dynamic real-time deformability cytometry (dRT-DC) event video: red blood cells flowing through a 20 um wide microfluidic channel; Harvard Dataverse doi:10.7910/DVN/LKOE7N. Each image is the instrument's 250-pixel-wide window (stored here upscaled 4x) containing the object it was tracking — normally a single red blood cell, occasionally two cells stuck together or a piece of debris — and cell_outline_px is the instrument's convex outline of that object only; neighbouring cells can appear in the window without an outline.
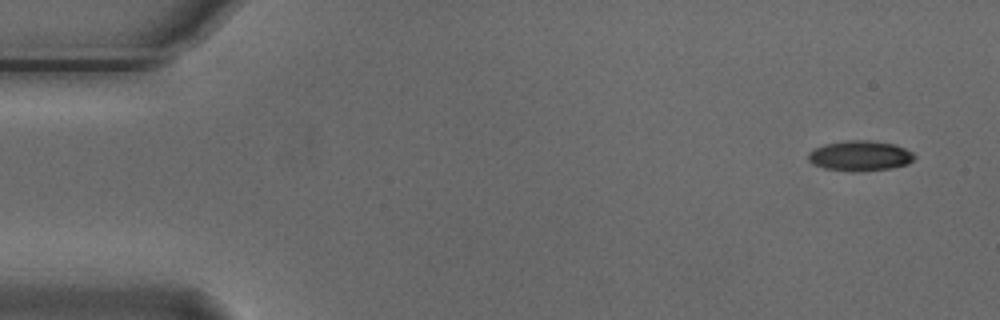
{"species": "Egyptian fruit bat (a non-hibernating species)", "species_latin": "Rousettus aegyptiacus", "temperature_condition": "cold", "stored_images_in_passage": 4, "camera_frame_rate_fps": 3000, "um_per_image_px": 0.085, "animal": {"sex": "male"}, "frame": {"image": 1, "passage_image": 1, "time_ms": 0.0, "image_size_px": [1000, 320], "cell_outline_px": [[916, 156], [908, 164], [892, 168], [860, 172], [852, 172], [824, 168], [812, 164], [808, 160], [808, 152], [824, 144], [848, 140], [868, 140], [892, 144], [904, 148], [912, 152]], "centroid_in_image_um": [73.08, 13.26], "position_along_channel_um": 11.9, "area_um2": 18.79}}